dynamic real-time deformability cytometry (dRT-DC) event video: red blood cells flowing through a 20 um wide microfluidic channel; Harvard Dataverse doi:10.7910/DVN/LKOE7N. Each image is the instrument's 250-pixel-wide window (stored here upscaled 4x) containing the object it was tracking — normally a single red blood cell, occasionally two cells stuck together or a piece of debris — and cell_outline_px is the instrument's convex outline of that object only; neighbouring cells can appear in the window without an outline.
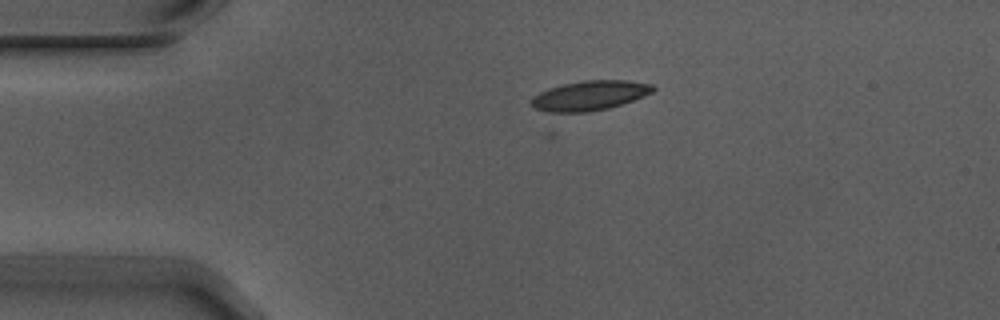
{"species": "Egyptian fruit bat (a non-hibernating species)", "species_latin": "Rousettus aegyptiacus", "temperature_condition": "warm", "stored_images_in_passage": 5, "camera_frame_rate_fps": 3000, "um_per_image_px": 0.085, "animal": {"sex": "male"}, "frame": {"image": 1, "passage_image": 4, "time_ms": 1.0, "image_size_px": [1000, 320], "cell_outline_px": [[656, 88], [652, 92], [644, 96], [608, 108], [588, 112], [548, 112], [536, 108], [532, 104], [532, 96], [548, 88], [564, 84], [584, 80], [628, 80], [652, 84]], "centroid_in_image_um": [50.13, 8.11], "position_along_channel_um": 34.9, "area_um2": 20.87}}